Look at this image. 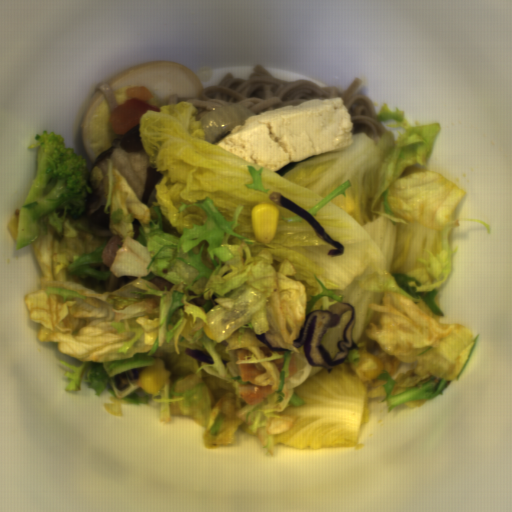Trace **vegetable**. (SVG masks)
<instances>
[{
	"label": "vegetable",
	"instance_id": "add77e79",
	"mask_svg": "<svg viewBox=\"0 0 512 512\" xmlns=\"http://www.w3.org/2000/svg\"><path fill=\"white\" fill-rule=\"evenodd\" d=\"M104 177L92 166L87 181L91 190L102 186L108 229L120 239L111 267L102 259L112 238L97 237L81 214L69 217L51 210L38 221V239L32 243L38 261L41 287L25 295L29 318L38 323V341L54 343L62 354L82 361L60 365L65 390L80 391L82 381L100 396L107 388L111 415L121 417L122 406L157 402L160 423L187 415L204 426L203 445L227 448L246 425L263 449L274 455L277 434L292 429L290 406L305 405L295 387L323 370L310 366L304 345L294 347L306 317L328 309L343 297L321 287L307 299L303 282L290 259L274 263L268 249L252 255L247 237L234 230L244 206H235L226 220L208 196L192 204L181 202L178 212L200 207L207 219L192 223L180 235L164 230L159 206H147L125 176L106 159ZM265 332L271 351L255 335ZM198 349L214 363L196 361L185 349ZM252 353L238 360L236 351ZM298 372L288 375L291 353ZM284 357L278 372L273 362ZM163 359L172 376L157 395L138 384L141 369ZM261 363L266 371L255 378L259 386L272 385L273 394L257 405L247 404L239 393L238 364ZM128 385L117 390L116 375Z\"/></svg>",
	"mask_w": 512,
	"mask_h": 512
},
{
	"label": "vegetable",
	"instance_id": "ea0f7189",
	"mask_svg": "<svg viewBox=\"0 0 512 512\" xmlns=\"http://www.w3.org/2000/svg\"><path fill=\"white\" fill-rule=\"evenodd\" d=\"M461 221H475L488 234L491 225L478 219L457 218L440 230L441 251L429 249L419 256L420 266L408 272L381 270L360 279L362 290L382 293V302L368 304L378 314L377 321L366 325L363 339L350 350L347 360L361 383L366 397H379L386 412L403 405L421 407L425 401L443 396L451 383L466 369L481 335L462 323H442L445 313L435 297L451 276L452 257L458 246L451 247L450 235ZM370 351L381 359L382 374L375 379L363 377L358 369L359 354Z\"/></svg>",
	"mask_w": 512,
	"mask_h": 512
},
{
	"label": "vegetable",
	"instance_id": "f7b5029e",
	"mask_svg": "<svg viewBox=\"0 0 512 512\" xmlns=\"http://www.w3.org/2000/svg\"><path fill=\"white\" fill-rule=\"evenodd\" d=\"M378 120L386 122L390 128H401L399 134L384 131L374 149L376 152V171L371 183L369 212L383 215L399 223H408L393 214L390 207L388 189L404 170L416 164H425L437 133L441 129L438 121L421 123L409 122L398 106L391 109L388 104L381 105L376 113Z\"/></svg>",
	"mask_w": 512,
	"mask_h": 512
},
{
	"label": "vegetable",
	"instance_id": "96ceb2fe",
	"mask_svg": "<svg viewBox=\"0 0 512 512\" xmlns=\"http://www.w3.org/2000/svg\"><path fill=\"white\" fill-rule=\"evenodd\" d=\"M351 312L346 311L340 318L337 325L327 328L326 332L321 338L320 345L323 346L334 359L335 355L339 353V341H345V328L349 325L351 320Z\"/></svg>",
	"mask_w": 512,
	"mask_h": 512
},
{
	"label": "vegetable",
	"instance_id": "f1789d4c",
	"mask_svg": "<svg viewBox=\"0 0 512 512\" xmlns=\"http://www.w3.org/2000/svg\"><path fill=\"white\" fill-rule=\"evenodd\" d=\"M354 184L351 180H346L343 184H341L338 188L333 190L330 194H328L325 198L320 200L317 205L310 209L308 212L313 217L324 205H326L330 200L338 195H343L346 197V190L352 187Z\"/></svg>",
	"mask_w": 512,
	"mask_h": 512
},
{
	"label": "vegetable",
	"instance_id": "8f37a823",
	"mask_svg": "<svg viewBox=\"0 0 512 512\" xmlns=\"http://www.w3.org/2000/svg\"><path fill=\"white\" fill-rule=\"evenodd\" d=\"M247 169L253 178V183H245L244 186L247 188L258 189L259 191L268 194L269 188H264L262 185V173L264 167L260 166L259 170H257L253 165H247Z\"/></svg>",
	"mask_w": 512,
	"mask_h": 512
}]
</instances>
